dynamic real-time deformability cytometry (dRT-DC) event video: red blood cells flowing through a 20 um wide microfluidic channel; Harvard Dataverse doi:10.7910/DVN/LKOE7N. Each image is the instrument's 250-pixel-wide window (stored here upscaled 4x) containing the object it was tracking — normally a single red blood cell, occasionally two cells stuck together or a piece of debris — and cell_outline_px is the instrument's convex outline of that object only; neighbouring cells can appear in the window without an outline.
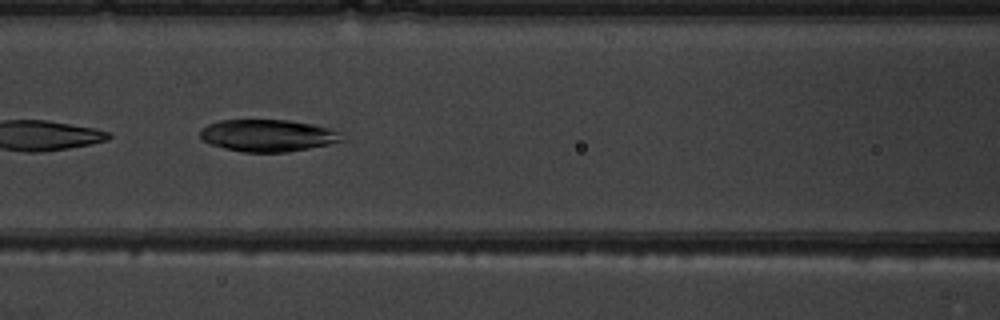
{"species": "common noctule bat (a hibernating species)", "species_latin": "Nyctalus noctula", "temperature_condition": "warm", "stored_images_in_passage": 8, "camera_frame_rate_fps": 3000, "um_per_image_px": 0.085, "animal": {"sex": "male", "body_mass_g": 19.5, "forearm_length_mm": 54.6}, "frame": {"image": 1, "passage_image": 6, "time_ms": 5.667, "image_size_px": [1000, 320], "cell_outline_px": [[348, 140], [288, 152], [244, 152], [224, 148], [208, 144], [200, 136], [200, 128], [208, 124], [220, 120], [288, 120], [312, 124], [328, 128], [340, 132]], "centroid_in_image_um": [22.77, 11.52], "position_along_channel_um": 143.8, "area_um2": 26.59}}
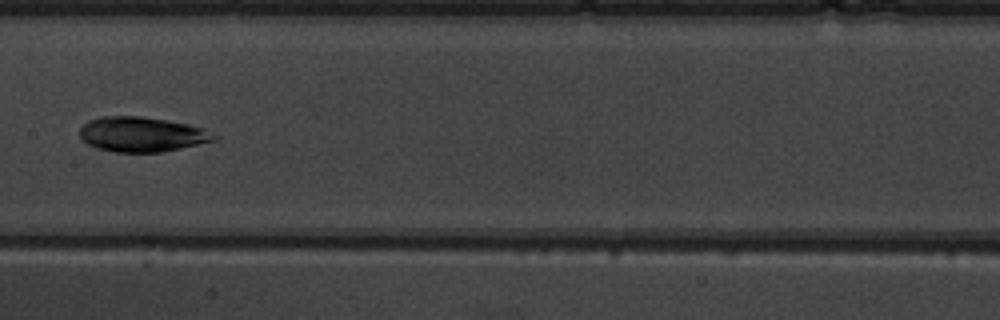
{"frame": {"image": 2, "passage_image": 7, "time_ms": 7.0, "image_size_px": [1000, 320], "cell_outline_px": [[220, 136], [216, 140], [180, 148], [160, 152], [116, 152], [96, 148], [88, 144], [80, 136], [80, 128], [88, 120], [100, 116], [140, 116], [188, 124], [204, 128]], "centroid_in_image_um": [12.07, 11.41], "position_along_channel_um": 195.3, "area_um2": 27.28}}
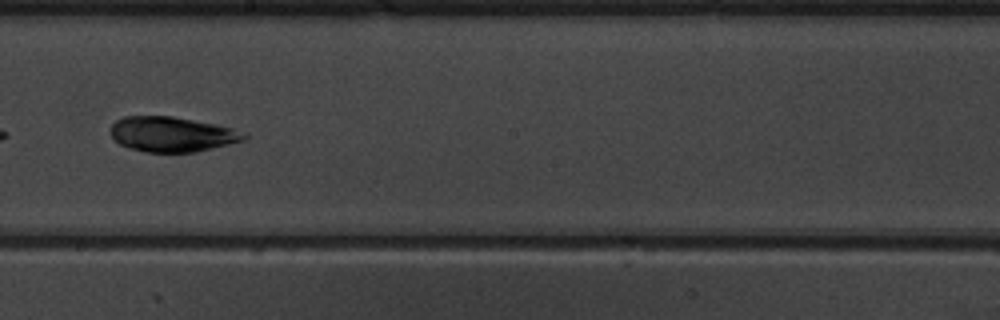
{"frame": {"image": 3, "passage_image": 8, "time_ms": 8.0, "image_size_px": [1000, 320], "cell_outline_px": [[248, 136], [244, 140], [196, 152], [144, 152], [128, 148], [120, 144], [112, 136], [112, 124], [116, 120], [124, 116], [172, 116], [216, 124], [232, 128]], "centroid_in_image_um": [14.6, 11.41], "position_along_channel_um": 233.6, "area_um2": 27.05}}